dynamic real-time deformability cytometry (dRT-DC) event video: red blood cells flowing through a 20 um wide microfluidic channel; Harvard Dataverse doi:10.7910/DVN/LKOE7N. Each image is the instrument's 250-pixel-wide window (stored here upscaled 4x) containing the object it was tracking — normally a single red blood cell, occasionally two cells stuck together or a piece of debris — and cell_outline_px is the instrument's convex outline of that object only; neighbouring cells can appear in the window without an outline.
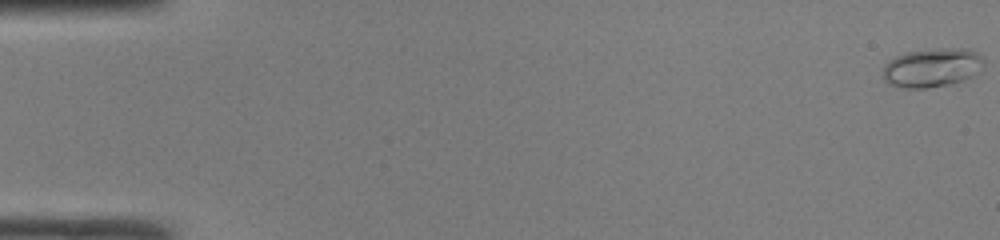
{"species": "common noctule bat (a hibernating species)", "species_latin": "Nyctalus noctula", "temperature_condition": "room temperature", "stored_images_in_passage": 49, "camera_frame_rate_fps": 3000, "um_per_image_px": 0.085, "animal": {"sex": "male", "body_mass_g": 19.0, "forearm_length_mm": 50.8}, "frame": {"image": 1, "passage_image": 1, "time_ms": 0.0, "image_size_px": [1000, 240], "cell_outline_px": [[984, 64], [980, 72], [964, 80], [948, 84], [924, 88], [904, 88], [892, 84], [884, 80], [884, 68], [888, 60], [896, 56], [908, 52], [940, 48], [968, 48], [976, 52], [984, 60]], "centroid_in_image_um": [79.27, 5.74], "position_along_channel_um": 5.7, "area_um2": 22.77}}
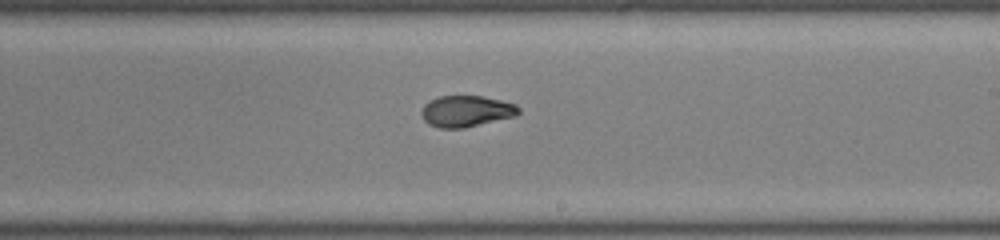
{"frame": {"image": 2, "passage_image": 30, "time_ms": 9.667, "image_size_px": [1000, 240], "cell_outline_px": [[520, 112], [516, 116], [464, 128], [440, 128], [428, 124], [424, 120], [420, 112], [424, 104], [440, 96], [480, 96], [500, 100], [516, 104], [520, 108]], "centroid_in_image_um": [39.64, 9.46], "position_along_channel_um": 249.4, "area_um2": 17.69}}
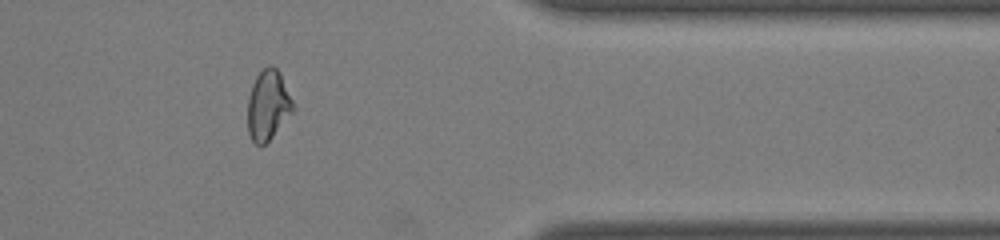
{"frame": {"image": 3, "passage_image": 41, "time_ms": 13.333, "image_size_px": [1000, 240], "cell_outline_px": [[296, 108], [272, 136], [260, 148], [252, 140], [248, 132], [248, 96], [252, 84], [256, 76], [268, 64], [272, 64], [280, 72]], "centroid_in_image_um": [22.78, 8.92], "position_along_channel_um": 388.6, "area_um2": 18.55}, "authors_computed_cell_mechanics": {"area_um2": 18.0336, "velocity_mm_per_s": 4.2313, "shape_relaxation_time_tau1_ms": 6.8538, "shape_relaxation_time_tau2_ms": 1.227, "deformation_change_tau1": 0.2395, "deformation_change_tau2": 0.0605}}